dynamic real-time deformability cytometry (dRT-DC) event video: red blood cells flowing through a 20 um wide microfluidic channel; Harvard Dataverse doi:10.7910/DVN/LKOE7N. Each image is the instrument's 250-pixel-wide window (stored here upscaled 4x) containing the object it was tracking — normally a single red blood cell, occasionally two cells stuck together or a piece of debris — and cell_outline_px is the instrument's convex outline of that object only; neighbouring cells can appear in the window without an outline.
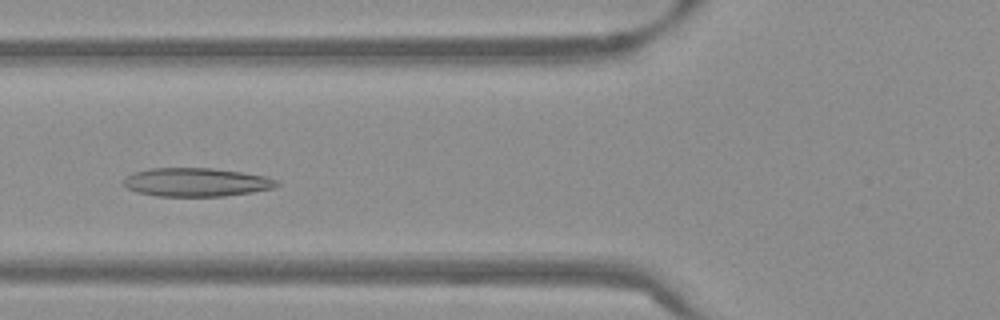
{"species": "Egyptian fruit bat (a non-hibernating species)", "species_latin": "Rousettus aegyptiacus", "temperature_condition": "warm", "stored_images_in_passage": 51, "camera_frame_rate_fps": 3000, "um_per_image_px": 0.085, "frame": {"image": 1, "passage_image": 18, "time_ms": 5.667, "image_size_px": [1000, 320], "cell_outline_px": [[280, 184], [276, 188], [252, 192], [224, 196], [156, 196], [136, 192], [128, 188], [124, 184], [124, 180], [128, 176], [136, 172], [148, 168], [212, 168], [240, 172], [264, 176], [276, 180]], "centroid_in_image_um": [16.71, 15.49], "position_along_channel_um": 109.1, "area_um2": 25.37}}
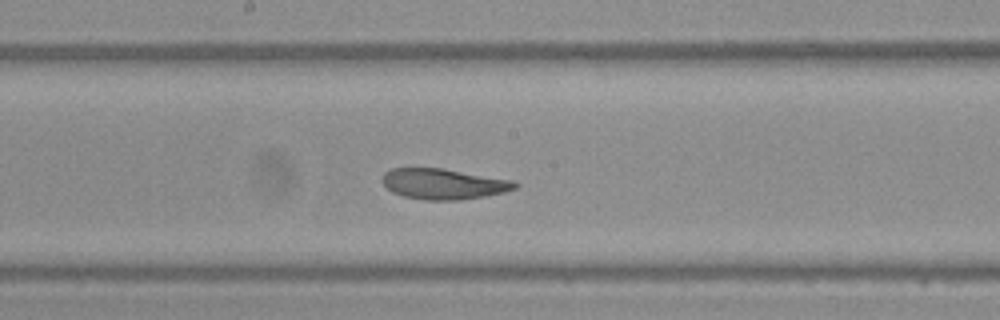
{"frame": {"image": 2, "passage_image": 26, "time_ms": 8.333, "image_size_px": [1000, 320], "cell_outline_px": [[520, 184], [516, 188], [504, 192], [484, 196], [460, 200], [424, 200], [404, 196], [392, 192], [380, 180], [380, 176], [384, 172], [392, 168], [444, 168], [512, 180]], "centroid_in_image_um": [37.68, 15.63], "position_along_channel_um": 210.5, "area_um2": 23.81}}
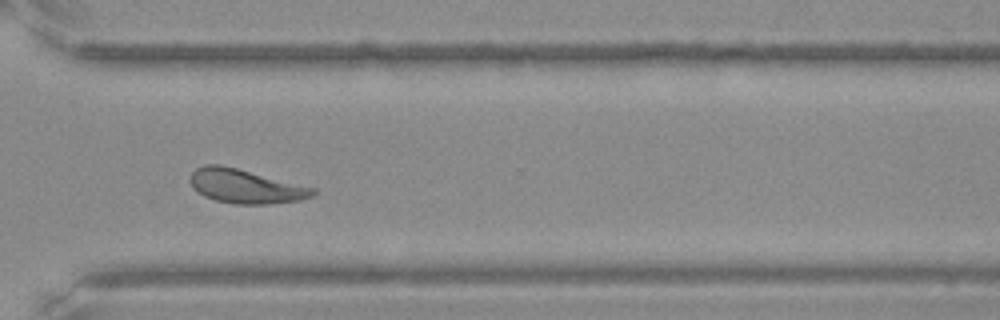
{"frame": {"image": 3, "passage_image": 37, "time_ms": 12.0, "image_size_px": [1000, 320], "cell_outline_px": [[316, 192], [312, 196], [300, 200], [268, 204], [236, 204], [216, 200], [204, 196], [196, 192], [192, 188], [188, 180], [188, 176], [196, 168], [204, 164], [220, 164], [316, 188]], "centroid_in_image_um": [20.81, 15.83], "position_along_channel_um": 349.8, "area_um2": 24.45}, "authors_computed_cell_mechanics": {"area_um2": 24.854, "velocity_mm_per_s": 3.793, "shape_relaxation_time_tau1_ms": 7.8968, "shape_relaxation_time_tau2_ms": 3.0698, "deformation_change_tau1": 0.1985, "deformation_change_tau2": 0.1103}}